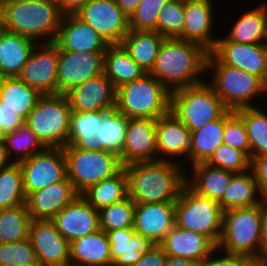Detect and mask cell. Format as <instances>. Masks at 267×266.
Returning a JSON list of instances; mask_svg holds the SVG:
<instances>
[{
  "label": "cell",
  "instance_id": "1",
  "mask_svg": "<svg viewBox=\"0 0 267 266\" xmlns=\"http://www.w3.org/2000/svg\"><path fill=\"white\" fill-rule=\"evenodd\" d=\"M175 161H138L124 167L128 177V197L135 204L175 203L186 185L187 172Z\"/></svg>",
  "mask_w": 267,
  "mask_h": 266
},
{
  "label": "cell",
  "instance_id": "2",
  "mask_svg": "<svg viewBox=\"0 0 267 266\" xmlns=\"http://www.w3.org/2000/svg\"><path fill=\"white\" fill-rule=\"evenodd\" d=\"M202 46L179 38H164L149 72L170 92L203 82L208 56Z\"/></svg>",
  "mask_w": 267,
  "mask_h": 266
},
{
  "label": "cell",
  "instance_id": "3",
  "mask_svg": "<svg viewBox=\"0 0 267 266\" xmlns=\"http://www.w3.org/2000/svg\"><path fill=\"white\" fill-rule=\"evenodd\" d=\"M62 17L56 0H24L0 10V27L37 43L54 42Z\"/></svg>",
  "mask_w": 267,
  "mask_h": 266
},
{
  "label": "cell",
  "instance_id": "4",
  "mask_svg": "<svg viewBox=\"0 0 267 266\" xmlns=\"http://www.w3.org/2000/svg\"><path fill=\"white\" fill-rule=\"evenodd\" d=\"M171 92L146 73L116 89V110L127 119L158 118L170 112Z\"/></svg>",
  "mask_w": 267,
  "mask_h": 266
},
{
  "label": "cell",
  "instance_id": "5",
  "mask_svg": "<svg viewBox=\"0 0 267 266\" xmlns=\"http://www.w3.org/2000/svg\"><path fill=\"white\" fill-rule=\"evenodd\" d=\"M262 203L223 211L222 234L217 252L240 254L260 262Z\"/></svg>",
  "mask_w": 267,
  "mask_h": 266
},
{
  "label": "cell",
  "instance_id": "6",
  "mask_svg": "<svg viewBox=\"0 0 267 266\" xmlns=\"http://www.w3.org/2000/svg\"><path fill=\"white\" fill-rule=\"evenodd\" d=\"M208 70L213 72L209 84L228 110L256 107L254 98L266 94L265 83L259 77L222 64L211 52L206 60V73Z\"/></svg>",
  "mask_w": 267,
  "mask_h": 266
},
{
  "label": "cell",
  "instance_id": "7",
  "mask_svg": "<svg viewBox=\"0 0 267 266\" xmlns=\"http://www.w3.org/2000/svg\"><path fill=\"white\" fill-rule=\"evenodd\" d=\"M71 108L62 94L42 95L25 119V125L47 148H63L68 145Z\"/></svg>",
  "mask_w": 267,
  "mask_h": 266
},
{
  "label": "cell",
  "instance_id": "8",
  "mask_svg": "<svg viewBox=\"0 0 267 266\" xmlns=\"http://www.w3.org/2000/svg\"><path fill=\"white\" fill-rule=\"evenodd\" d=\"M227 110L208 80L171 92L170 111L190 132L220 118Z\"/></svg>",
  "mask_w": 267,
  "mask_h": 266
},
{
  "label": "cell",
  "instance_id": "9",
  "mask_svg": "<svg viewBox=\"0 0 267 266\" xmlns=\"http://www.w3.org/2000/svg\"><path fill=\"white\" fill-rule=\"evenodd\" d=\"M67 178L78 194L117 174L123 165L119 155L107 150H81L71 144L63 147Z\"/></svg>",
  "mask_w": 267,
  "mask_h": 266
},
{
  "label": "cell",
  "instance_id": "10",
  "mask_svg": "<svg viewBox=\"0 0 267 266\" xmlns=\"http://www.w3.org/2000/svg\"><path fill=\"white\" fill-rule=\"evenodd\" d=\"M175 225L207 236L216 246L222 234L223 209L187 184L175 202Z\"/></svg>",
  "mask_w": 267,
  "mask_h": 266
},
{
  "label": "cell",
  "instance_id": "11",
  "mask_svg": "<svg viewBox=\"0 0 267 266\" xmlns=\"http://www.w3.org/2000/svg\"><path fill=\"white\" fill-rule=\"evenodd\" d=\"M23 188L29 193L63 181L67 177L63 148H45L42 152L21 161Z\"/></svg>",
  "mask_w": 267,
  "mask_h": 266
},
{
  "label": "cell",
  "instance_id": "12",
  "mask_svg": "<svg viewBox=\"0 0 267 266\" xmlns=\"http://www.w3.org/2000/svg\"><path fill=\"white\" fill-rule=\"evenodd\" d=\"M75 15L109 44L122 43L129 32V17L115 0H89Z\"/></svg>",
  "mask_w": 267,
  "mask_h": 266
},
{
  "label": "cell",
  "instance_id": "13",
  "mask_svg": "<svg viewBox=\"0 0 267 266\" xmlns=\"http://www.w3.org/2000/svg\"><path fill=\"white\" fill-rule=\"evenodd\" d=\"M59 48L54 42L36 43L18 76L42 95L57 94Z\"/></svg>",
  "mask_w": 267,
  "mask_h": 266
},
{
  "label": "cell",
  "instance_id": "14",
  "mask_svg": "<svg viewBox=\"0 0 267 266\" xmlns=\"http://www.w3.org/2000/svg\"><path fill=\"white\" fill-rule=\"evenodd\" d=\"M104 53L59 51L57 94L65 95L77 85L103 73Z\"/></svg>",
  "mask_w": 267,
  "mask_h": 266
},
{
  "label": "cell",
  "instance_id": "15",
  "mask_svg": "<svg viewBox=\"0 0 267 266\" xmlns=\"http://www.w3.org/2000/svg\"><path fill=\"white\" fill-rule=\"evenodd\" d=\"M211 53L224 65H229L267 80V43L243 44L218 38Z\"/></svg>",
  "mask_w": 267,
  "mask_h": 266
},
{
  "label": "cell",
  "instance_id": "16",
  "mask_svg": "<svg viewBox=\"0 0 267 266\" xmlns=\"http://www.w3.org/2000/svg\"><path fill=\"white\" fill-rule=\"evenodd\" d=\"M65 96L72 113L112 111L116 108V89L104 73L77 85Z\"/></svg>",
  "mask_w": 267,
  "mask_h": 266
},
{
  "label": "cell",
  "instance_id": "17",
  "mask_svg": "<svg viewBox=\"0 0 267 266\" xmlns=\"http://www.w3.org/2000/svg\"><path fill=\"white\" fill-rule=\"evenodd\" d=\"M123 166L138 161L157 160L156 120L130 118L119 154Z\"/></svg>",
  "mask_w": 267,
  "mask_h": 266
},
{
  "label": "cell",
  "instance_id": "18",
  "mask_svg": "<svg viewBox=\"0 0 267 266\" xmlns=\"http://www.w3.org/2000/svg\"><path fill=\"white\" fill-rule=\"evenodd\" d=\"M69 243L100 229L99 210L79 194L51 220Z\"/></svg>",
  "mask_w": 267,
  "mask_h": 266
},
{
  "label": "cell",
  "instance_id": "19",
  "mask_svg": "<svg viewBox=\"0 0 267 266\" xmlns=\"http://www.w3.org/2000/svg\"><path fill=\"white\" fill-rule=\"evenodd\" d=\"M37 260L49 266H70V243L51 220H32L29 236Z\"/></svg>",
  "mask_w": 267,
  "mask_h": 266
},
{
  "label": "cell",
  "instance_id": "20",
  "mask_svg": "<svg viewBox=\"0 0 267 266\" xmlns=\"http://www.w3.org/2000/svg\"><path fill=\"white\" fill-rule=\"evenodd\" d=\"M54 43L59 51L105 52L109 43L75 14L63 15Z\"/></svg>",
  "mask_w": 267,
  "mask_h": 266
},
{
  "label": "cell",
  "instance_id": "21",
  "mask_svg": "<svg viewBox=\"0 0 267 266\" xmlns=\"http://www.w3.org/2000/svg\"><path fill=\"white\" fill-rule=\"evenodd\" d=\"M214 7L212 0H184L185 22L179 39L196 43L209 53L217 37H213Z\"/></svg>",
  "mask_w": 267,
  "mask_h": 266
},
{
  "label": "cell",
  "instance_id": "22",
  "mask_svg": "<svg viewBox=\"0 0 267 266\" xmlns=\"http://www.w3.org/2000/svg\"><path fill=\"white\" fill-rule=\"evenodd\" d=\"M175 203L135 204L133 229L159 245L175 225Z\"/></svg>",
  "mask_w": 267,
  "mask_h": 266
},
{
  "label": "cell",
  "instance_id": "23",
  "mask_svg": "<svg viewBox=\"0 0 267 266\" xmlns=\"http://www.w3.org/2000/svg\"><path fill=\"white\" fill-rule=\"evenodd\" d=\"M78 195L66 177L63 181L29 193L25 204L32 220H52Z\"/></svg>",
  "mask_w": 267,
  "mask_h": 266
},
{
  "label": "cell",
  "instance_id": "24",
  "mask_svg": "<svg viewBox=\"0 0 267 266\" xmlns=\"http://www.w3.org/2000/svg\"><path fill=\"white\" fill-rule=\"evenodd\" d=\"M190 141V130L171 111L156 120L157 160L183 156L188 161Z\"/></svg>",
  "mask_w": 267,
  "mask_h": 266
},
{
  "label": "cell",
  "instance_id": "25",
  "mask_svg": "<svg viewBox=\"0 0 267 266\" xmlns=\"http://www.w3.org/2000/svg\"><path fill=\"white\" fill-rule=\"evenodd\" d=\"M159 245L167 256L183 257L197 264L217 248L207 236L177 225L173 226Z\"/></svg>",
  "mask_w": 267,
  "mask_h": 266
},
{
  "label": "cell",
  "instance_id": "26",
  "mask_svg": "<svg viewBox=\"0 0 267 266\" xmlns=\"http://www.w3.org/2000/svg\"><path fill=\"white\" fill-rule=\"evenodd\" d=\"M36 43L30 37L0 27V78L18 77Z\"/></svg>",
  "mask_w": 267,
  "mask_h": 266
},
{
  "label": "cell",
  "instance_id": "27",
  "mask_svg": "<svg viewBox=\"0 0 267 266\" xmlns=\"http://www.w3.org/2000/svg\"><path fill=\"white\" fill-rule=\"evenodd\" d=\"M70 266H113L110 243L105 231L99 229L70 242Z\"/></svg>",
  "mask_w": 267,
  "mask_h": 266
},
{
  "label": "cell",
  "instance_id": "28",
  "mask_svg": "<svg viewBox=\"0 0 267 266\" xmlns=\"http://www.w3.org/2000/svg\"><path fill=\"white\" fill-rule=\"evenodd\" d=\"M111 249L113 266H133L149 252L154 243L139 235L133 228H124L106 232Z\"/></svg>",
  "mask_w": 267,
  "mask_h": 266
},
{
  "label": "cell",
  "instance_id": "29",
  "mask_svg": "<svg viewBox=\"0 0 267 266\" xmlns=\"http://www.w3.org/2000/svg\"><path fill=\"white\" fill-rule=\"evenodd\" d=\"M191 168L193 170L190 174L193 176L187 174L186 184L199 195L210 198L217 203L221 200L235 174L231 171L211 167L206 163H197Z\"/></svg>",
  "mask_w": 267,
  "mask_h": 266
},
{
  "label": "cell",
  "instance_id": "30",
  "mask_svg": "<svg viewBox=\"0 0 267 266\" xmlns=\"http://www.w3.org/2000/svg\"><path fill=\"white\" fill-rule=\"evenodd\" d=\"M103 73L110 79L115 89L146 74L131 58L122 43L108 45L104 53Z\"/></svg>",
  "mask_w": 267,
  "mask_h": 266
},
{
  "label": "cell",
  "instance_id": "31",
  "mask_svg": "<svg viewBox=\"0 0 267 266\" xmlns=\"http://www.w3.org/2000/svg\"><path fill=\"white\" fill-rule=\"evenodd\" d=\"M265 199L253 172L249 170L244 173H235L232 176L230 184L218 203L223 211H226L234 208L252 207L261 204Z\"/></svg>",
  "mask_w": 267,
  "mask_h": 266
},
{
  "label": "cell",
  "instance_id": "32",
  "mask_svg": "<svg viewBox=\"0 0 267 266\" xmlns=\"http://www.w3.org/2000/svg\"><path fill=\"white\" fill-rule=\"evenodd\" d=\"M227 36L229 41L243 44L267 43V3L245 11L238 17Z\"/></svg>",
  "mask_w": 267,
  "mask_h": 266
},
{
  "label": "cell",
  "instance_id": "33",
  "mask_svg": "<svg viewBox=\"0 0 267 266\" xmlns=\"http://www.w3.org/2000/svg\"><path fill=\"white\" fill-rule=\"evenodd\" d=\"M42 94L19 77L0 78V107L9 108L24 119L36 106Z\"/></svg>",
  "mask_w": 267,
  "mask_h": 266
},
{
  "label": "cell",
  "instance_id": "34",
  "mask_svg": "<svg viewBox=\"0 0 267 266\" xmlns=\"http://www.w3.org/2000/svg\"><path fill=\"white\" fill-rule=\"evenodd\" d=\"M109 112L72 113L68 144L81 150H103L96 135Z\"/></svg>",
  "mask_w": 267,
  "mask_h": 266
},
{
  "label": "cell",
  "instance_id": "35",
  "mask_svg": "<svg viewBox=\"0 0 267 266\" xmlns=\"http://www.w3.org/2000/svg\"><path fill=\"white\" fill-rule=\"evenodd\" d=\"M164 40L157 31L129 30L124 36L122 45L127 49L131 58L149 73L158 56L159 48Z\"/></svg>",
  "mask_w": 267,
  "mask_h": 266
},
{
  "label": "cell",
  "instance_id": "36",
  "mask_svg": "<svg viewBox=\"0 0 267 266\" xmlns=\"http://www.w3.org/2000/svg\"><path fill=\"white\" fill-rule=\"evenodd\" d=\"M223 131L224 114L191 132L190 151L188 153V162H191V166L205 163L215 149L223 144Z\"/></svg>",
  "mask_w": 267,
  "mask_h": 266
},
{
  "label": "cell",
  "instance_id": "37",
  "mask_svg": "<svg viewBox=\"0 0 267 266\" xmlns=\"http://www.w3.org/2000/svg\"><path fill=\"white\" fill-rule=\"evenodd\" d=\"M81 195L97 210L126 199L128 177L124 167L114 176L90 186Z\"/></svg>",
  "mask_w": 267,
  "mask_h": 266
},
{
  "label": "cell",
  "instance_id": "38",
  "mask_svg": "<svg viewBox=\"0 0 267 266\" xmlns=\"http://www.w3.org/2000/svg\"><path fill=\"white\" fill-rule=\"evenodd\" d=\"M235 112L243 119L247 129L250 159L267 155V112L257 106Z\"/></svg>",
  "mask_w": 267,
  "mask_h": 266
},
{
  "label": "cell",
  "instance_id": "39",
  "mask_svg": "<svg viewBox=\"0 0 267 266\" xmlns=\"http://www.w3.org/2000/svg\"><path fill=\"white\" fill-rule=\"evenodd\" d=\"M31 222L26 204L0 209V244L27 240Z\"/></svg>",
  "mask_w": 267,
  "mask_h": 266
},
{
  "label": "cell",
  "instance_id": "40",
  "mask_svg": "<svg viewBox=\"0 0 267 266\" xmlns=\"http://www.w3.org/2000/svg\"><path fill=\"white\" fill-rule=\"evenodd\" d=\"M2 137L8 158L12 163H20L21 161L32 157L34 154L42 152L46 148L25 124ZM13 153L15 155H13Z\"/></svg>",
  "mask_w": 267,
  "mask_h": 266
},
{
  "label": "cell",
  "instance_id": "41",
  "mask_svg": "<svg viewBox=\"0 0 267 266\" xmlns=\"http://www.w3.org/2000/svg\"><path fill=\"white\" fill-rule=\"evenodd\" d=\"M26 194L23 174L19 163L0 168V209L24 205Z\"/></svg>",
  "mask_w": 267,
  "mask_h": 266
},
{
  "label": "cell",
  "instance_id": "42",
  "mask_svg": "<svg viewBox=\"0 0 267 266\" xmlns=\"http://www.w3.org/2000/svg\"><path fill=\"white\" fill-rule=\"evenodd\" d=\"M127 120L116 109L110 111L104 117L103 124L96 135L103 150L120 154L125 138Z\"/></svg>",
  "mask_w": 267,
  "mask_h": 266
},
{
  "label": "cell",
  "instance_id": "43",
  "mask_svg": "<svg viewBox=\"0 0 267 266\" xmlns=\"http://www.w3.org/2000/svg\"><path fill=\"white\" fill-rule=\"evenodd\" d=\"M135 203L126 199L99 210L100 229L107 232L133 228Z\"/></svg>",
  "mask_w": 267,
  "mask_h": 266
},
{
  "label": "cell",
  "instance_id": "44",
  "mask_svg": "<svg viewBox=\"0 0 267 266\" xmlns=\"http://www.w3.org/2000/svg\"><path fill=\"white\" fill-rule=\"evenodd\" d=\"M184 22V0H169L158 13L156 31L164 38H179Z\"/></svg>",
  "mask_w": 267,
  "mask_h": 266
},
{
  "label": "cell",
  "instance_id": "45",
  "mask_svg": "<svg viewBox=\"0 0 267 266\" xmlns=\"http://www.w3.org/2000/svg\"><path fill=\"white\" fill-rule=\"evenodd\" d=\"M205 163L233 173H244L251 169L250 157L245 152L226 144L218 146Z\"/></svg>",
  "mask_w": 267,
  "mask_h": 266
},
{
  "label": "cell",
  "instance_id": "46",
  "mask_svg": "<svg viewBox=\"0 0 267 266\" xmlns=\"http://www.w3.org/2000/svg\"><path fill=\"white\" fill-rule=\"evenodd\" d=\"M223 144L239 149L250 157L247 129L235 111L227 110L224 113Z\"/></svg>",
  "mask_w": 267,
  "mask_h": 266
},
{
  "label": "cell",
  "instance_id": "47",
  "mask_svg": "<svg viewBox=\"0 0 267 266\" xmlns=\"http://www.w3.org/2000/svg\"><path fill=\"white\" fill-rule=\"evenodd\" d=\"M169 0H141L129 18L130 30L156 31L158 13Z\"/></svg>",
  "mask_w": 267,
  "mask_h": 266
},
{
  "label": "cell",
  "instance_id": "48",
  "mask_svg": "<svg viewBox=\"0 0 267 266\" xmlns=\"http://www.w3.org/2000/svg\"><path fill=\"white\" fill-rule=\"evenodd\" d=\"M37 261L29 239L0 244V266H21Z\"/></svg>",
  "mask_w": 267,
  "mask_h": 266
},
{
  "label": "cell",
  "instance_id": "49",
  "mask_svg": "<svg viewBox=\"0 0 267 266\" xmlns=\"http://www.w3.org/2000/svg\"><path fill=\"white\" fill-rule=\"evenodd\" d=\"M217 248L198 266H252L255 262L252 258L240 255V254H229L224 253V255L219 256V254L215 257V253ZM218 257V258H217Z\"/></svg>",
  "mask_w": 267,
  "mask_h": 266
},
{
  "label": "cell",
  "instance_id": "50",
  "mask_svg": "<svg viewBox=\"0 0 267 266\" xmlns=\"http://www.w3.org/2000/svg\"><path fill=\"white\" fill-rule=\"evenodd\" d=\"M25 124V119L15 111L0 107V135L11 133Z\"/></svg>",
  "mask_w": 267,
  "mask_h": 266
},
{
  "label": "cell",
  "instance_id": "51",
  "mask_svg": "<svg viewBox=\"0 0 267 266\" xmlns=\"http://www.w3.org/2000/svg\"><path fill=\"white\" fill-rule=\"evenodd\" d=\"M250 170L254 174L261 193L267 199V155L253 157Z\"/></svg>",
  "mask_w": 267,
  "mask_h": 266
},
{
  "label": "cell",
  "instance_id": "52",
  "mask_svg": "<svg viewBox=\"0 0 267 266\" xmlns=\"http://www.w3.org/2000/svg\"><path fill=\"white\" fill-rule=\"evenodd\" d=\"M167 254L160 245L154 247L147 253L142 254L141 258L133 266H166Z\"/></svg>",
  "mask_w": 267,
  "mask_h": 266
},
{
  "label": "cell",
  "instance_id": "53",
  "mask_svg": "<svg viewBox=\"0 0 267 266\" xmlns=\"http://www.w3.org/2000/svg\"><path fill=\"white\" fill-rule=\"evenodd\" d=\"M260 262H267V199L262 202V233L260 243Z\"/></svg>",
  "mask_w": 267,
  "mask_h": 266
},
{
  "label": "cell",
  "instance_id": "54",
  "mask_svg": "<svg viewBox=\"0 0 267 266\" xmlns=\"http://www.w3.org/2000/svg\"><path fill=\"white\" fill-rule=\"evenodd\" d=\"M63 15L77 13L89 0H56Z\"/></svg>",
  "mask_w": 267,
  "mask_h": 266
},
{
  "label": "cell",
  "instance_id": "55",
  "mask_svg": "<svg viewBox=\"0 0 267 266\" xmlns=\"http://www.w3.org/2000/svg\"><path fill=\"white\" fill-rule=\"evenodd\" d=\"M120 9L130 18L141 0H115Z\"/></svg>",
  "mask_w": 267,
  "mask_h": 266
},
{
  "label": "cell",
  "instance_id": "56",
  "mask_svg": "<svg viewBox=\"0 0 267 266\" xmlns=\"http://www.w3.org/2000/svg\"><path fill=\"white\" fill-rule=\"evenodd\" d=\"M166 266H198V264L183 257L167 256Z\"/></svg>",
  "mask_w": 267,
  "mask_h": 266
},
{
  "label": "cell",
  "instance_id": "57",
  "mask_svg": "<svg viewBox=\"0 0 267 266\" xmlns=\"http://www.w3.org/2000/svg\"><path fill=\"white\" fill-rule=\"evenodd\" d=\"M10 164H12V162L8 158L3 137L0 135V168L8 166Z\"/></svg>",
  "mask_w": 267,
  "mask_h": 266
},
{
  "label": "cell",
  "instance_id": "58",
  "mask_svg": "<svg viewBox=\"0 0 267 266\" xmlns=\"http://www.w3.org/2000/svg\"><path fill=\"white\" fill-rule=\"evenodd\" d=\"M19 1H24V0H0V10L9 4L16 3Z\"/></svg>",
  "mask_w": 267,
  "mask_h": 266
},
{
  "label": "cell",
  "instance_id": "59",
  "mask_svg": "<svg viewBox=\"0 0 267 266\" xmlns=\"http://www.w3.org/2000/svg\"><path fill=\"white\" fill-rule=\"evenodd\" d=\"M21 266H49V265H45L43 263H41L40 261H35V262H32V263H29V264H25V265H21Z\"/></svg>",
  "mask_w": 267,
  "mask_h": 266
},
{
  "label": "cell",
  "instance_id": "60",
  "mask_svg": "<svg viewBox=\"0 0 267 266\" xmlns=\"http://www.w3.org/2000/svg\"><path fill=\"white\" fill-rule=\"evenodd\" d=\"M252 266H267V262L255 261Z\"/></svg>",
  "mask_w": 267,
  "mask_h": 266
},
{
  "label": "cell",
  "instance_id": "61",
  "mask_svg": "<svg viewBox=\"0 0 267 266\" xmlns=\"http://www.w3.org/2000/svg\"><path fill=\"white\" fill-rule=\"evenodd\" d=\"M265 89H266V93H267V80L265 82Z\"/></svg>",
  "mask_w": 267,
  "mask_h": 266
}]
</instances>
